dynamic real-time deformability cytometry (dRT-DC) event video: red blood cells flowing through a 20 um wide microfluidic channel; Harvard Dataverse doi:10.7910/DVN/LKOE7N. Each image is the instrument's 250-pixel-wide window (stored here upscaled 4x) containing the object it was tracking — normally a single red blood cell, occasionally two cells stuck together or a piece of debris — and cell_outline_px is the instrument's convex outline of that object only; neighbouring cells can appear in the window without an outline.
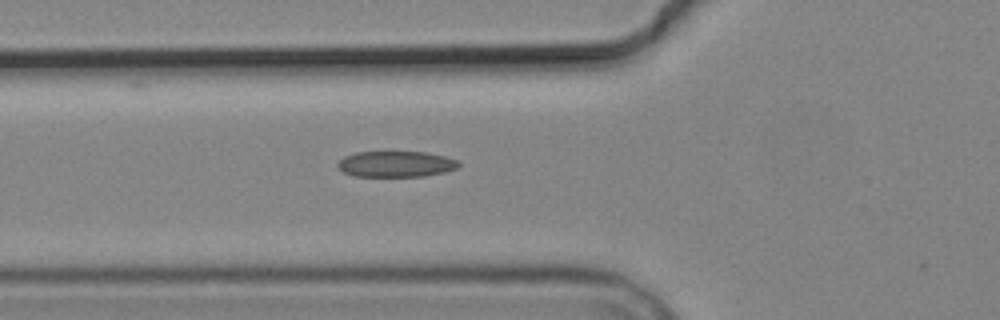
{"species": "common noctule bat (a hibernating species)", "species_latin": "Nyctalus noctula", "temperature_condition": "cold", "stored_images_in_passage": 6, "camera_frame_rate_fps": 3000, "um_per_image_px": 0.085, "animal": {"sex": "male", "body_mass_g": 19.2, "forearm_length_mm": 51.8}, "frame": {"image": 1, "passage_image": 6, "time_ms": 7.0, "image_size_px": [1000, 320], "cell_outline_px": [[460, 164], [456, 168], [444, 172], [424, 176], [352, 176], [344, 172], [336, 164], [344, 156], [356, 152], [428, 152], [444, 156], [456, 160]], "centroid_in_image_um": [33.64, 13.94], "position_along_channel_um": 92.2, "area_um2": 18.15}}